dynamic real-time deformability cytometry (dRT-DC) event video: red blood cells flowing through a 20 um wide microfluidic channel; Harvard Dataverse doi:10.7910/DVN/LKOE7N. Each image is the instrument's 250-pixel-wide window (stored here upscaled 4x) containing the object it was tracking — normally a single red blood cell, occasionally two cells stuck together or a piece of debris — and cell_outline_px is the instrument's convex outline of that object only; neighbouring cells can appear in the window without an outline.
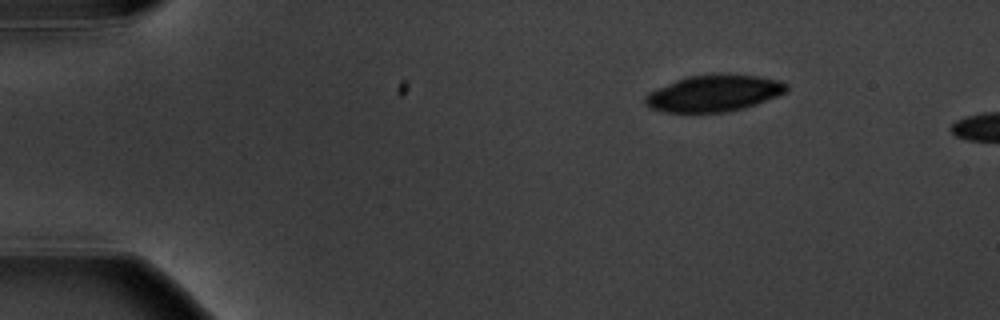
{"species": "common noctule bat (a hibernating species)", "species_latin": "Nyctalus noctula", "temperature_condition": "warm", "stored_images_in_passage": 7, "camera_frame_rate_fps": 3000, "um_per_image_px": 0.085, "animal": {"sex": "male", "body_mass_g": 20.1, "forearm_length_mm": 53.5}, "frame": {"image": 1, "passage_image": 1, "time_ms": 0.0, "image_size_px": [1000, 320], "cell_outline_px": [[788, 92], [756, 104], [744, 108], [724, 112], [664, 112], [652, 108], [644, 104], [644, 96], [648, 92], [656, 88], [676, 80], [688, 76], [712, 72], [724, 72], [756, 76], [780, 80], [788, 84]], "centroid_in_image_um": [60.69, 7.9], "position_along_channel_um": 24.3, "area_um2": 30.69}}